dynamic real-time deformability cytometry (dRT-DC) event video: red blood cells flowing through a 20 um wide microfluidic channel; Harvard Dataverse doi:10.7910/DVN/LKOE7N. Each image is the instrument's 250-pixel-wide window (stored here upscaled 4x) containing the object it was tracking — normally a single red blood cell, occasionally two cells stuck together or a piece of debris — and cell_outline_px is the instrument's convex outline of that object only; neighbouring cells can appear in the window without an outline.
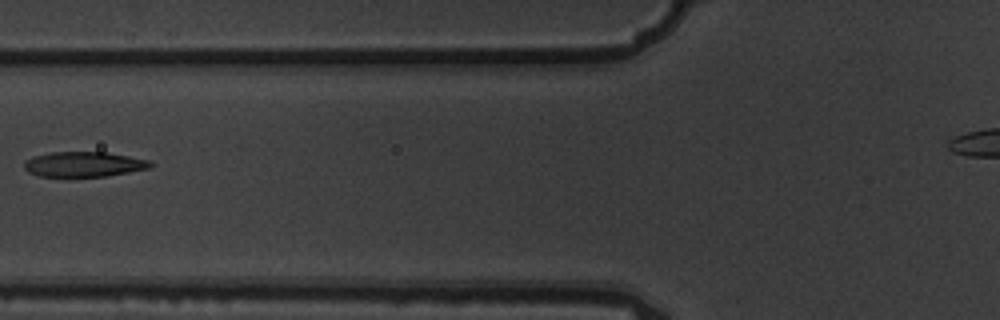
{"species": "common noctule bat (a hibernating species)", "species_latin": "Nyctalus noctula", "temperature_condition": "warm", "stored_images_in_passage": 4, "camera_frame_rate_fps": 3000, "um_per_image_px": 0.085, "animal": {"sex": "male", "body_mass_g": 19.5, "forearm_length_mm": 54.6}, "frame": {"image": 1, "passage_image": 3, "time_ms": 0.667, "image_size_px": [1000, 320], "cell_outline_px": [[152, 168], [108, 176], [40, 176], [28, 172], [24, 168], [24, 160], [32, 156], [52, 152], [104, 152], [128, 156], [148, 160], [152, 164]], "centroid_in_image_um": [7.11, 13.96], "position_along_channel_um": 118.7, "area_um2": 18.44}}
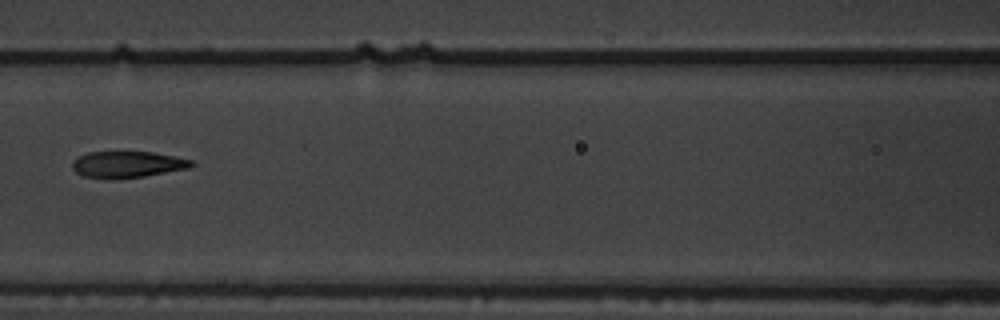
{"frame": {"image": 2, "passage_image": 4, "time_ms": 1.0, "image_size_px": [1000, 320], "cell_outline_px": [[196, 164], [188, 168], [144, 176], [84, 176], [76, 172], [72, 168], [72, 160], [76, 156], [88, 152], [152, 152], [196, 160]], "centroid_in_image_um": [10.88, 13.92], "position_along_channel_um": 155.7, "area_um2": 17.74}}